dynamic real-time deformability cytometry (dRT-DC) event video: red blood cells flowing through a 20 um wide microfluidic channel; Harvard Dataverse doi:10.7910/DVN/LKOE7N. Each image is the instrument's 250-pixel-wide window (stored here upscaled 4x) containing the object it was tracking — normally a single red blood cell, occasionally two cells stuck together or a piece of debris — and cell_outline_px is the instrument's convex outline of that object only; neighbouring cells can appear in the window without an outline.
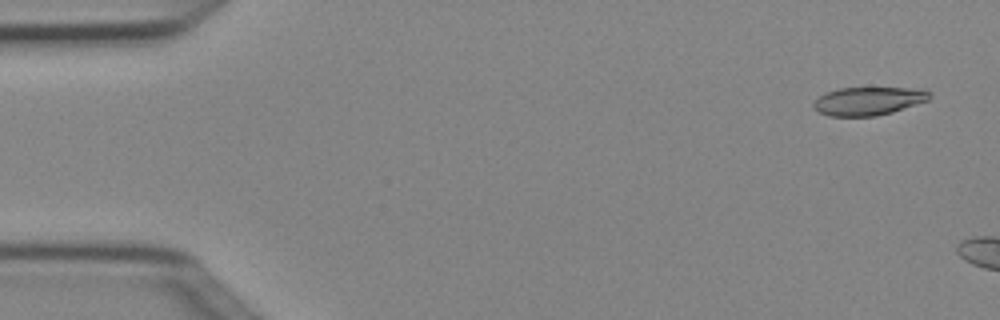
{"species": "Egyptian fruit bat (a non-hibernating species)", "species_latin": "Rousettus aegyptiacus", "temperature_condition": "cold", "stored_images_in_passage": 3, "camera_frame_rate_fps": 3000, "um_per_image_px": 0.085, "animal": {"sex": "female"}, "frame": {"image": 1, "passage_image": 1, "time_ms": 0.0, "image_size_px": [1000, 320], "cell_outline_px": [[932, 96], [928, 100], [892, 112], [876, 116], [828, 116], [820, 112], [812, 104], [824, 92], [840, 88], [928, 88]], "centroid_in_image_um": [73.86, 8.57], "position_along_channel_um": 11.1, "area_um2": 19.13}}